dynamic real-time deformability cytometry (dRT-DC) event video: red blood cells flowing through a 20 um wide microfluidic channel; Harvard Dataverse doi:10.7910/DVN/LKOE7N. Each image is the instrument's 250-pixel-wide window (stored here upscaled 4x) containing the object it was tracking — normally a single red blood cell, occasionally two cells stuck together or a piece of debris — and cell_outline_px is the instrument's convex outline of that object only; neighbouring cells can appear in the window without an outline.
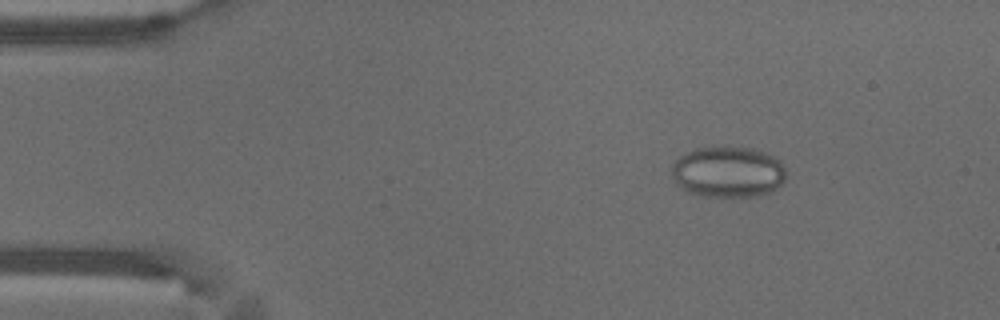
{"species": "common noctule bat (a hibernating species)", "species_latin": "Nyctalus noctula", "temperature_condition": "warm", "stored_images_in_passage": 51, "camera_frame_rate_fps": 3000, "um_per_image_px": 0.085, "animal": {"sex": "male", "body_mass_g": 18.8}, "frame": {"image": 1, "passage_image": 5, "time_ms": 1.333, "image_size_px": [1000, 320], "cell_outline_px": [[784, 180], [772, 192], [756, 196], [724, 200], [704, 196], [688, 192], [680, 188], [676, 184], [672, 176], [672, 164], [680, 156], [696, 148], [720, 144], [724, 144], [756, 148], [780, 160], [784, 168]], "centroid_in_image_um": [61.86, 14.62], "position_along_channel_um": 23.1, "area_um2": 35.43}}
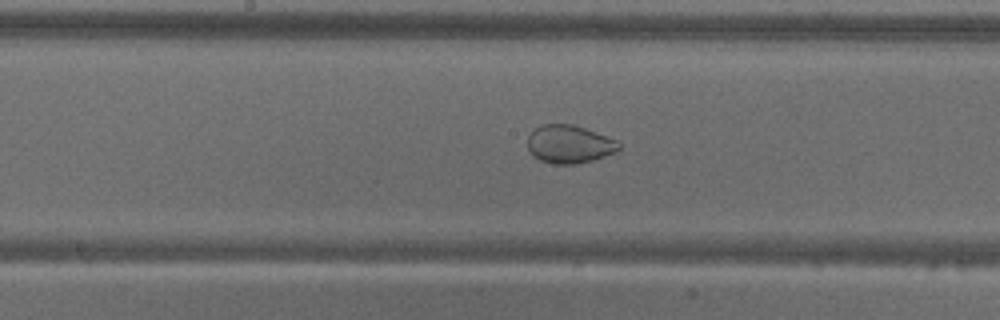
{"frame": {"image": 2, "passage_image": 25, "time_ms": 8.0, "image_size_px": [1000, 320], "cell_outline_px": [[620, 148], [616, 152], [592, 160], [572, 164], [556, 164], [540, 160], [532, 156], [528, 148], [528, 136], [536, 128], [544, 124], [572, 124], [584, 128], [616, 140], [620, 144]], "centroid_in_image_um": [48.37, 12.26], "position_along_channel_um": 199.8, "area_um2": 20.0}}
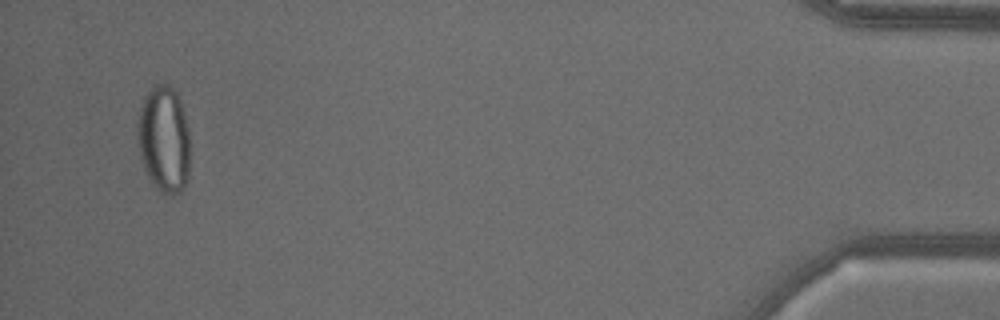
{"frame": {"image": 3, "passage_image": 49, "time_ms": 16.0, "image_size_px": [1000, 320], "cell_outline_px": [[188, 176], [184, 188], [180, 192], [172, 196], [160, 192], [152, 184], [144, 168], [140, 156], [136, 140], [136, 120], [144, 96], [156, 84], [164, 80], [176, 92], [180, 100], [184, 112], [188, 128]], "centroid_in_image_um": [13.9, 11.83], "position_along_channel_um": 421.3, "area_um2": 33.23}, "authors_computed_cell_mechanics": {"area_um2": 27.8018, "velocity_mm_per_s": 3.7374, "shape_relaxation_time_tau1_ms": null, "shape_relaxation_time_tau2_ms": 0.6759, "deformation_change_tau1": null, "deformation_change_tau2": 0.0387}}